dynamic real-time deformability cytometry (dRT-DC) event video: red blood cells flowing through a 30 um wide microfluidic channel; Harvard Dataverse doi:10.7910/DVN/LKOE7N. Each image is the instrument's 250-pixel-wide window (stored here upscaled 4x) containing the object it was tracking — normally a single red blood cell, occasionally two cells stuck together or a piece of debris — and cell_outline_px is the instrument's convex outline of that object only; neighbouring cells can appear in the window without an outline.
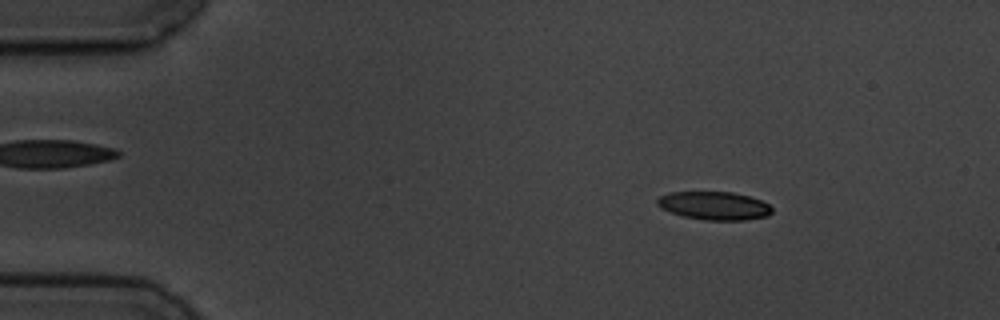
{"species": "common noctule bat (a hibernating species)", "species_latin": "Nyctalus noctula", "temperature_condition": "cold", "stored_images_in_passage": 4, "camera_frame_rate_fps": 3000, "um_per_image_px": 0.085, "animal": {"sex": "male", "body_mass_g": 19.5, "forearm_length_mm": 54.6}, "frame": {"image": 1, "passage_image": 2, "time_ms": 1.0, "image_size_px": [1000, 320], "cell_outline_px": [[772, 212], [768, 216], [744, 220], [704, 220], [684, 216], [660, 208], [656, 204], [656, 200], [660, 196], [668, 192], [732, 192], [748, 196], [760, 200], [768, 204], [772, 208]], "centroid_in_image_um": [60.69, 17.48], "position_along_channel_um": 24.3, "area_um2": 18.84}}